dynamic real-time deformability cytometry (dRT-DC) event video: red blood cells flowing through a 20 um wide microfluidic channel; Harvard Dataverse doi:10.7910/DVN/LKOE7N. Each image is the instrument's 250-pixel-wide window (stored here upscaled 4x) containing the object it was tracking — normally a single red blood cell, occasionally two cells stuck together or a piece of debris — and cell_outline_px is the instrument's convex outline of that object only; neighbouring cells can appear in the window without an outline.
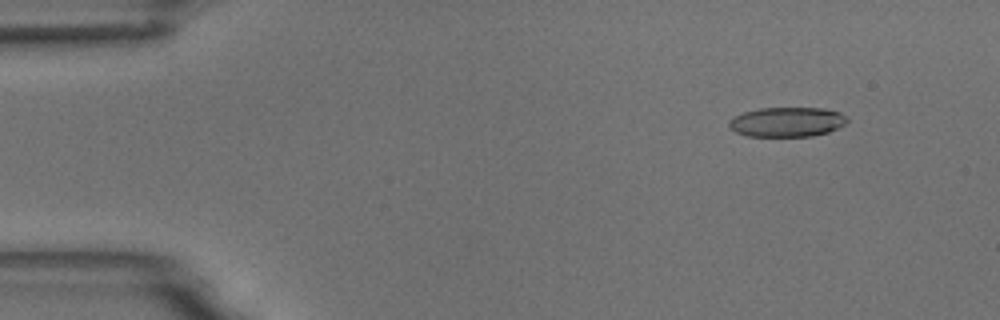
{"species": "common noctule bat (a hibernating species)", "species_latin": "Nyctalus noctula", "temperature_condition": "room temperature", "stored_images_in_passage": 4, "camera_frame_rate_fps": 3000, "um_per_image_px": 0.085, "animal": {"sex": "male", "body_mass_g": 18.8}, "frame": {"image": 1, "passage_image": 1, "time_ms": 0.0, "image_size_px": [1000, 320], "cell_outline_px": [[848, 120], [844, 124], [828, 132], [812, 136], [748, 136], [736, 132], [728, 128], [728, 120], [744, 112], [760, 108], [820, 108], [840, 112], [848, 116]], "centroid_in_image_um": [66.88, 10.36], "position_along_channel_um": 18.1, "area_um2": 20.4}}
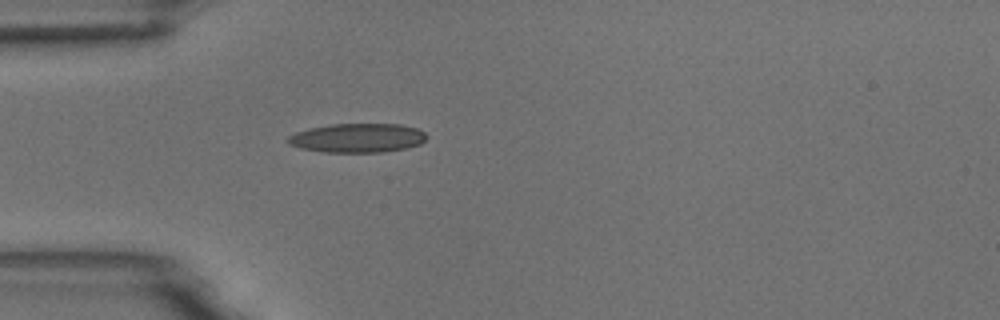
{"frame": {"image": 2, "passage_image": 4, "time_ms": 3.333, "image_size_px": [1000, 320], "cell_outline_px": [[428, 136], [420, 144], [408, 148], [384, 152], [324, 152], [300, 148], [288, 144], [288, 136], [296, 132], [308, 128], [332, 124], [400, 124], [416, 128], [424, 132]], "centroid_in_image_um": [30.39, 11.73], "position_along_channel_um": 54.6, "area_um2": 23.58}}